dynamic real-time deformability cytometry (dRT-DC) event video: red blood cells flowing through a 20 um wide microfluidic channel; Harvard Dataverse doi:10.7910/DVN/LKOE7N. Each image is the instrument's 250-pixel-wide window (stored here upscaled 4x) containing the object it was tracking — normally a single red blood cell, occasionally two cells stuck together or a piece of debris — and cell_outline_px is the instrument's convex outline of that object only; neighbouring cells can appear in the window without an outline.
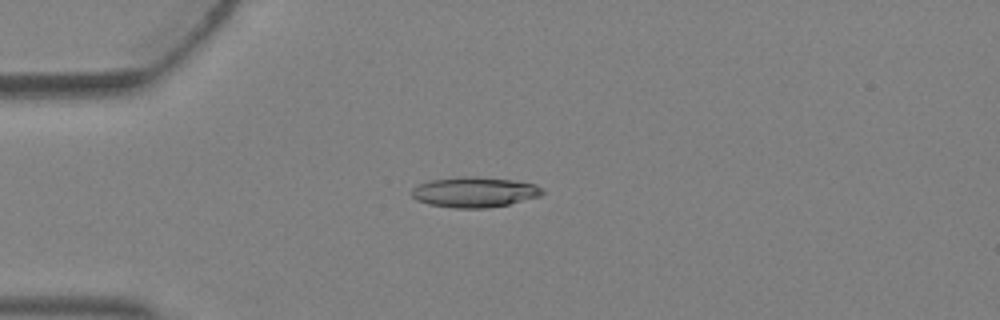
{"species": "Egyptian fruit bat (a non-hibernating species)", "species_latin": "Rousettus aegyptiacus", "temperature_condition": "warm", "stored_images_in_passage": 4, "camera_frame_rate_fps": 3000, "um_per_image_px": 0.085, "animal": {"sex": "female"}, "frame": {"image": 1, "passage_image": 4, "time_ms": 1.0, "image_size_px": [1000, 320], "cell_outline_px": [[544, 192], [540, 196], [508, 204], [488, 208], [456, 208], [428, 204], [416, 200], [412, 196], [412, 188], [420, 184], [432, 180], [464, 176], [476, 176], [512, 180], [536, 184], [544, 188]], "centroid_in_image_um": [40.35, 16.33], "position_along_channel_um": 44.6, "area_um2": 23.06}}